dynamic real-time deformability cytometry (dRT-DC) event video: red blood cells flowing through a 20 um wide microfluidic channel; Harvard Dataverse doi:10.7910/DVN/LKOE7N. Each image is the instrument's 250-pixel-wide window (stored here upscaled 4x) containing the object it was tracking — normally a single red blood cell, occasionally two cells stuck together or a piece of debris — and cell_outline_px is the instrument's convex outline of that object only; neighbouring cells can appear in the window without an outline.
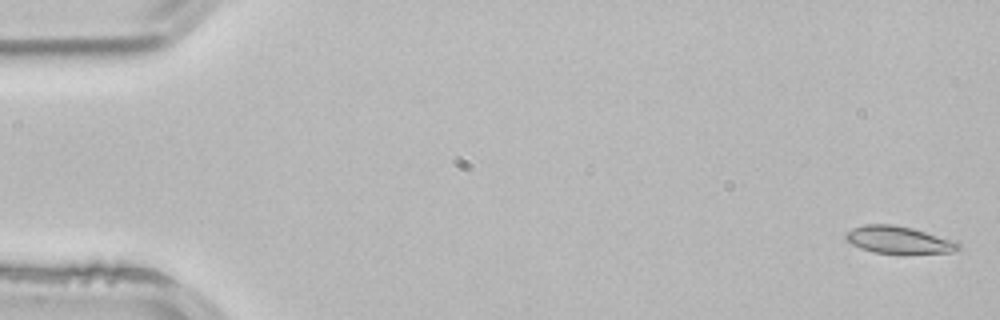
{"species": "common noctule bat (a hibernating species)", "species_latin": "Nyctalus noctula", "temperature_condition": "room temperature", "stored_images_in_passage": 5, "camera_frame_rate_fps": 3000, "um_per_image_px": 0.085, "animal": {"sex": "male", "body_mass_g": 21.5, "forearm_length_mm": 52.0}, "frame": {"image": 1, "passage_image": 1, "time_ms": 0.0, "image_size_px": [1000, 320], "cell_outline_px": [[960, 248], [952, 252], [872, 252], [860, 248], [852, 244], [844, 236], [852, 228], [864, 224], [892, 224], [912, 228], [956, 240], [960, 244]], "centroid_in_image_um": [76.39, 20.36], "position_along_channel_um": 8.6, "area_um2": 17.51}}